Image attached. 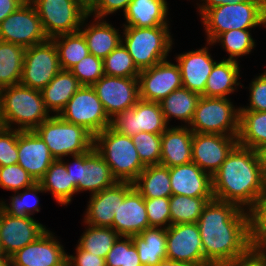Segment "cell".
Instances as JSON below:
<instances>
[{
	"instance_id": "1",
	"label": "cell",
	"mask_w": 266,
	"mask_h": 266,
	"mask_svg": "<svg viewBox=\"0 0 266 266\" xmlns=\"http://www.w3.org/2000/svg\"><path fill=\"white\" fill-rule=\"evenodd\" d=\"M205 266H222L250 250L248 213L237 205L212 199L196 222Z\"/></svg>"
},
{
	"instance_id": "2",
	"label": "cell",
	"mask_w": 266,
	"mask_h": 266,
	"mask_svg": "<svg viewBox=\"0 0 266 266\" xmlns=\"http://www.w3.org/2000/svg\"><path fill=\"white\" fill-rule=\"evenodd\" d=\"M214 199L248 210L265 192L256 151L237 144L212 175Z\"/></svg>"
},
{
	"instance_id": "3",
	"label": "cell",
	"mask_w": 266,
	"mask_h": 266,
	"mask_svg": "<svg viewBox=\"0 0 266 266\" xmlns=\"http://www.w3.org/2000/svg\"><path fill=\"white\" fill-rule=\"evenodd\" d=\"M1 106L2 126L6 128L30 131L50 117L41 91L20 83L1 89Z\"/></svg>"
},
{
	"instance_id": "4",
	"label": "cell",
	"mask_w": 266,
	"mask_h": 266,
	"mask_svg": "<svg viewBox=\"0 0 266 266\" xmlns=\"http://www.w3.org/2000/svg\"><path fill=\"white\" fill-rule=\"evenodd\" d=\"M205 27L207 43L219 34L234 29L266 27V2L231 3L204 9L200 14Z\"/></svg>"
},
{
	"instance_id": "5",
	"label": "cell",
	"mask_w": 266,
	"mask_h": 266,
	"mask_svg": "<svg viewBox=\"0 0 266 266\" xmlns=\"http://www.w3.org/2000/svg\"><path fill=\"white\" fill-rule=\"evenodd\" d=\"M93 147L111 168L118 182L133 183L146 167L131 137L117 133L111 127L94 136Z\"/></svg>"
},
{
	"instance_id": "6",
	"label": "cell",
	"mask_w": 266,
	"mask_h": 266,
	"mask_svg": "<svg viewBox=\"0 0 266 266\" xmlns=\"http://www.w3.org/2000/svg\"><path fill=\"white\" fill-rule=\"evenodd\" d=\"M169 26L124 27L122 43L141 71L167 59L173 45Z\"/></svg>"
},
{
	"instance_id": "7",
	"label": "cell",
	"mask_w": 266,
	"mask_h": 266,
	"mask_svg": "<svg viewBox=\"0 0 266 266\" xmlns=\"http://www.w3.org/2000/svg\"><path fill=\"white\" fill-rule=\"evenodd\" d=\"M47 145L55 160L93 148L94 136L84 127L52 115L33 130Z\"/></svg>"
},
{
	"instance_id": "8",
	"label": "cell",
	"mask_w": 266,
	"mask_h": 266,
	"mask_svg": "<svg viewBox=\"0 0 266 266\" xmlns=\"http://www.w3.org/2000/svg\"><path fill=\"white\" fill-rule=\"evenodd\" d=\"M240 107L229 98L201 96L189 128L193 133L238 136Z\"/></svg>"
},
{
	"instance_id": "9",
	"label": "cell",
	"mask_w": 266,
	"mask_h": 266,
	"mask_svg": "<svg viewBox=\"0 0 266 266\" xmlns=\"http://www.w3.org/2000/svg\"><path fill=\"white\" fill-rule=\"evenodd\" d=\"M38 13L48 38L75 33L81 28L88 10L77 0H29Z\"/></svg>"
},
{
	"instance_id": "10",
	"label": "cell",
	"mask_w": 266,
	"mask_h": 266,
	"mask_svg": "<svg viewBox=\"0 0 266 266\" xmlns=\"http://www.w3.org/2000/svg\"><path fill=\"white\" fill-rule=\"evenodd\" d=\"M71 158L72 163H66L63 159L61 161L65 164L77 193L89 191L92 195L118 182L111 168L94 147L87 152L72 155Z\"/></svg>"
},
{
	"instance_id": "11",
	"label": "cell",
	"mask_w": 266,
	"mask_h": 266,
	"mask_svg": "<svg viewBox=\"0 0 266 266\" xmlns=\"http://www.w3.org/2000/svg\"><path fill=\"white\" fill-rule=\"evenodd\" d=\"M59 116L67 122L84 127L93 136L111 126V119L92 86H81Z\"/></svg>"
},
{
	"instance_id": "12",
	"label": "cell",
	"mask_w": 266,
	"mask_h": 266,
	"mask_svg": "<svg viewBox=\"0 0 266 266\" xmlns=\"http://www.w3.org/2000/svg\"><path fill=\"white\" fill-rule=\"evenodd\" d=\"M61 70L53 40L25 49L20 84L41 91Z\"/></svg>"
},
{
	"instance_id": "13",
	"label": "cell",
	"mask_w": 266,
	"mask_h": 266,
	"mask_svg": "<svg viewBox=\"0 0 266 266\" xmlns=\"http://www.w3.org/2000/svg\"><path fill=\"white\" fill-rule=\"evenodd\" d=\"M47 39L36 8L29 0L0 23V41L26 49Z\"/></svg>"
},
{
	"instance_id": "14",
	"label": "cell",
	"mask_w": 266,
	"mask_h": 266,
	"mask_svg": "<svg viewBox=\"0 0 266 266\" xmlns=\"http://www.w3.org/2000/svg\"><path fill=\"white\" fill-rule=\"evenodd\" d=\"M117 133L132 137L139 132L162 134L169 126L165 120L160 102L139 99L111 119V126Z\"/></svg>"
},
{
	"instance_id": "15",
	"label": "cell",
	"mask_w": 266,
	"mask_h": 266,
	"mask_svg": "<svg viewBox=\"0 0 266 266\" xmlns=\"http://www.w3.org/2000/svg\"><path fill=\"white\" fill-rule=\"evenodd\" d=\"M110 119L132 108L139 98L138 77L103 75L92 86Z\"/></svg>"
},
{
	"instance_id": "16",
	"label": "cell",
	"mask_w": 266,
	"mask_h": 266,
	"mask_svg": "<svg viewBox=\"0 0 266 266\" xmlns=\"http://www.w3.org/2000/svg\"><path fill=\"white\" fill-rule=\"evenodd\" d=\"M167 259L205 266L203 245L197 223L174 224L166 229Z\"/></svg>"
},
{
	"instance_id": "17",
	"label": "cell",
	"mask_w": 266,
	"mask_h": 266,
	"mask_svg": "<svg viewBox=\"0 0 266 266\" xmlns=\"http://www.w3.org/2000/svg\"><path fill=\"white\" fill-rule=\"evenodd\" d=\"M47 230L32 216L10 215L0 207V240L7 257L36 241Z\"/></svg>"
},
{
	"instance_id": "18",
	"label": "cell",
	"mask_w": 266,
	"mask_h": 266,
	"mask_svg": "<svg viewBox=\"0 0 266 266\" xmlns=\"http://www.w3.org/2000/svg\"><path fill=\"white\" fill-rule=\"evenodd\" d=\"M139 98L160 102L175 89L182 87L178 64L164 60L151 68L141 70L138 75Z\"/></svg>"
},
{
	"instance_id": "19",
	"label": "cell",
	"mask_w": 266,
	"mask_h": 266,
	"mask_svg": "<svg viewBox=\"0 0 266 266\" xmlns=\"http://www.w3.org/2000/svg\"><path fill=\"white\" fill-rule=\"evenodd\" d=\"M237 144V136L193 133L192 162L212 176Z\"/></svg>"
},
{
	"instance_id": "20",
	"label": "cell",
	"mask_w": 266,
	"mask_h": 266,
	"mask_svg": "<svg viewBox=\"0 0 266 266\" xmlns=\"http://www.w3.org/2000/svg\"><path fill=\"white\" fill-rule=\"evenodd\" d=\"M68 254L50 230L36 241L10 256V261L21 266H66Z\"/></svg>"
},
{
	"instance_id": "21",
	"label": "cell",
	"mask_w": 266,
	"mask_h": 266,
	"mask_svg": "<svg viewBox=\"0 0 266 266\" xmlns=\"http://www.w3.org/2000/svg\"><path fill=\"white\" fill-rule=\"evenodd\" d=\"M131 182H117L99 193L90 195L84 223L91 226L111 227L114 210L122 203L125 195L133 188Z\"/></svg>"
},
{
	"instance_id": "22",
	"label": "cell",
	"mask_w": 266,
	"mask_h": 266,
	"mask_svg": "<svg viewBox=\"0 0 266 266\" xmlns=\"http://www.w3.org/2000/svg\"><path fill=\"white\" fill-rule=\"evenodd\" d=\"M54 161L46 143L33 130H18V164L36 182L44 176Z\"/></svg>"
},
{
	"instance_id": "23",
	"label": "cell",
	"mask_w": 266,
	"mask_h": 266,
	"mask_svg": "<svg viewBox=\"0 0 266 266\" xmlns=\"http://www.w3.org/2000/svg\"><path fill=\"white\" fill-rule=\"evenodd\" d=\"M208 47L181 53L176 56L180 68L182 86L202 95L208 76L217 61L213 60Z\"/></svg>"
},
{
	"instance_id": "24",
	"label": "cell",
	"mask_w": 266,
	"mask_h": 266,
	"mask_svg": "<svg viewBox=\"0 0 266 266\" xmlns=\"http://www.w3.org/2000/svg\"><path fill=\"white\" fill-rule=\"evenodd\" d=\"M120 236L139 235L149 228L145 201L142 195L133 187L114 210L111 226Z\"/></svg>"
},
{
	"instance_id": "25",
	"label": "cell",
	"mask_w": 266,
	"mask_h": 266,
	"mask_svg": "<svg viewBox=\"0 0 266 266\" xmlns=\"http://www.w3.org/2000/svg\"><path fill=\"white\" fill-rule=\"evenodd\" d=\"M169 175L172 195L214 197L212 176L193 162L170 167Z\"/></svg>"
},
{
	"instance_id": "26",
	"label": "cell",
	"mask_w": 266,
	"mask_h": 266,
	"mask_svg": "<svg viewBox=\"0 0 266 266\" xmlns=\"http://www.w3.org/2000/svg\"><path fill=\"white\" fill-rule=\"evenodd\" d=\"M170 127L161 134L160 165L170 168L192 162L193 132L183 125Z\"/></svg>"
},
{
	"instance_id": "27",
	"label": "cell",
	"mask_w": 266,
	"mask_h": 266,
	"mask_svg": "<svg viewBox=\"0 0 266 266\" xmlns=\"http://www.w3.org/2000/svg\"><path fill=\"white\" fill-rule=\"evenodd\" d=\"M89 17L84 19L79 31L86 39L89 54L104 59L122 42V36L118 29L104 19L95 18L90 25L87 24Z\"/></svg>"
},
{
	"instance_id": "28",
	"label": "cell",
	"mask_w": 266,
	"mask_h": 266,
	"mask_svg": "<svg viewBox=\"0 0 266 266\" xmlns=\"http://www.w3.org/2000/svg\"><path fill=\"white\" fill-rule=\"evenodd\" d=\"M166 0H131L124 16L123 27L169 26Z\"/></svg>"
},
{
	"instance_id": "29",
	"label": "cell",
	"mask_w": 266,
	"mask_h": 266,
	"mask_svg": "<svg viewBox=\"0 0 266 266\" xmlns=\"http://www.w3.org/2000/svg\"><path fill=\"white\" fill-rule=\"evenodd\" d=\"M82 85L70 70L61 69L41 90L47 110L59 115L71 97Z\"/></svg>"
},
{
	"instance_id": "30",
	"label": "cell",
	"mask_w": 266,
	"mask_h": 266,
	"mask_svg": "<svg viewBox=\"0 0 266 266\" xmlns=\"http://www.w3.org/2000/svg\"><path fill=\"white\" fill-rule=\"evenodd\" d=\"M240 76L239 63L233 60L223 59L217 62L208 76L204 97L228 98V95L236 91Z\"/></svg>"
},
{
	"instance_id": "31",
	"label": "cell",
	"mask_w": 266,
	"mask_h": 266,
	"mask_svg": "<svg viewBox=\"0 0 266 266\" xmlns=\"http://www.w3.org/2000/svg\"><path fill=\"white\" fill-rule=\"evenodd\" d=\"M131 237L143 266H156L167 259L165 228L150 227Z\"/></svg>"
},
{
	"instance_id": "32",
	"label": "cell",
	"mask_w": 266,
	"mask_h": 266,
	"mask_svg": "<svg viewBox=\"0 0 266 266\" xmlns=\"http://www.w3.org/2000/svg\"><path fill=\"white\" fill-rule=\"evenodd\" d=\"M38 183L45 193L51 192L59 205L67 206L71 203L72 196L77 193V188L73 185L70 174L61 160H55Z\"/></svg>"
},
{
	"instance_id": "33",
	"label": "cell",
	"mask_w": 266,
	"mask_h": 266,
	"mask_svg": "<svg viewBox=\"0 0 266 266\" xmlns=\"http://www.w3.org/2000/svg\"><path fill=\"white\" fill-rule=\"evenodd\" d=\"M201 95L192 92L185 87L175 89L166 98L160 101L161 109L165 120L169 125L172 117L180 120L189 126L194 116L195 109Z\"/></svg>"
},
{
	"instance_id": "34",
	"label": "cell",
	"mask_w": 266,
	"mask_h": 266,
	"mask_svg": "<svg viewBox=\"0 0 266 266\" xmlns=\"http://www.w3.org/2000/svg\"><path fill=\"white\" fill-rule=\"evenodd\" d=\"M134 188L143 198L170 197L169 168L162 165H148L133 182Z\"/></svg>"
},
{
	"instance_id": "35",
	"label": "cell",
	"mask_w": 266,
	"mask_h": 266,
	"mask_svg": "<svg viewBox=\"0 0 266 266\" xmlns=\"http://www.w3.org/2000/svg\"><path fill=\"white\" fill-rule=\"evenodd\" d=\"M238 144L256 150L266 145V111H240Z\"/></svg>"
},
{
	"instance_id": "36",
	"label": "cell",
	"mask_w": 266,
	"mask_h": 266,
	"mask_svg": "<svg viewBox=\"0 0 266 266\" xmlns=\"http://www.w3.org/2000/svg\"><path fill=\"white\" fill-rule=\"evenodd\" d=\"M25 48L0 41V88L19 84L22 76Z\"/></svg>"
},
{
	"instance_id": "37",
	"label": "cell",
	"mask_w": 266,
	"mask_h": 266,
	"mask_svg": "<svg viewBox=\"0 0 266 266\" xmlns=\"http://www.w3.org/2000/svg\"><path fill=\"white\" fill-rule=\"evenodd\" d=\"M51 39L56 45L59 65L63 70H70L89 54L86 39L80 31L60 34Z\"/></svg>"
},
{
	"instance_id": "38",
	"label": "cell",
	"mask_w": 266,
	"mask_h": 266,
	"mask_svg": "<svg viewBox=\"0 0 266 266\" xmlns=\"http://www.w3.org/2000/svg\"><path fill=\"white\" fill-rule=\"evenodd\" d=\"M212 199L214 197L171 195L169 197L171 225L196 223L202 214L203 208Z\"/></svg>"
},
{
	"instance_id": "39",
	"label": "cell",
	"mask_w": 266,
	"mask_h": 266,
	"mask_svg": "<svg viewBox=\"0 0 266 266\" xmlns=\"http://www.w3.org/2000/svg\"><path fill=\"white\" fill-rule=\"evenodd\" d=\"M85 225L87 228L78 240V246L82 250L106 259L120 235L112 227Z\"/></svg>"
},
{
	"instance_id": "40",
	"label": "cell",
	"mask_w": 266,
	"mask_h": 266,
	"mask_svg": "<svg viewBox=\"0 0 266 266\" xmlns=\"http://www.w3.org/2000/svg\"><path fill=\"white\" fill-rule=\"evenodd\" d=\"M250 29H234L219 34L208 45L221 43L223 49L228 53L227 60L237 61V57L249 54L255 47V40L252 38Z\"/></svg>"
},
{
	"instance_id": "41",
	"label": "cell",
	"mask_w": 266,
	"mask_h": 266,
	"mask_svg": "<svg viewBox=\"0 0 266 266\" xmlns=\"http://www.w3.org/2000/svg\"><path fill=\"white\" fill-rule=\"evenodd\" d=\"M249 242L252 250L266 247V189L247 210Z\"/></svg>"
},
{
	"instance_id": "42",
	"label": "cell",
	"mask_w": 266,
	"mask_h": 266,
	"mask_svg": "<svg viewBox=\"0 0 266 266\" xmlns=\"http://www.w3.org/2000/svg\"><path fill=\"white\" fill-rule=\"evenodd\" d=\"M38 193H45L41 185L37 182L33 186L22 191L16 192L10 197V203L0 201V207L10 215L33 216L40 211Z\"/></svg>"
},
{
	"instance_id": "43",
	"label": "cell",
	"mask_w": 266,
	"mask_h": 266,
	"mask_svg": "<svg viewBox=\"0 0 266 266\" xmlns=\"http://www.w3.org/2000/svg\"><path fill=\"white\" fill-rule=\"evenodd\" d=\"M104 74L116 77H138L140 70L121 42L103 59Z\"/></svg>"
},
{
	"instance_id": "44",
	"label": "cell",
	"mask_w": 266,
	"mask_h": 266,
	"mask_svg": "<svg viewBox=\"0 0 266 266\" xmlns=\"http://www.w3.org/2000/svg\"><path fill=\"white\" fill-rule=\"evenodd\" d=\"M105 261L106 266H143L131 236H119Z\"/></svg>"
},
{
	"instance_id": "45",
	"label": "cell",
	"mask_w": 266,
	"mask_h": 266,
	"mask_svg": "<svg viewBox=\"0 0 266 266\" xmlns=\"http://www.w3.org/2000/svg\"><path fill=\"white\" fill-rule=\"evenodd\" d=\"M141 162L145 165H160L161 134L139 132L131 137Z\"/></svg>"
},
{
	"instance_id": "46",
	"label": "cell",
	"mask_w": 266,
	"mask_h": 266,
	"mask_svg": "<svg viewBox=\"0 0 266 266\" xmlns=\"http://www.w3.org/2000/svg\"><path fill=\"white\" fill-rule=\"evenodd\" d=\"M70 71L82 86H93L104 75L103 59L88 54Z\"/></svg>"
},
{
	"instance_id": "47",
	"label": "cell",
	"mask_w": 266,
	"mask_h": 266,
	"mask_svg": "<svg viewBox=\"0 0 266 266\" xmlns=\"http://www.w3.org/2000/svg\"><path fill=\"white\" fill-rule=\"evenodd\" d=\"M37 183L18 163L0 167V187L19 192Z\"/></svg>"
},
{
	"instance_id": "48",
	"label": "cell",
	"mask_w": 266,
	"mask_h": 266,
	"mask_svg": "<svg viewBox=\"0 0 266 266\" xmlns=\"http://www.w3.org/2000/svg\"><path fill=\"white\" fill-rule=\"evenodd\" d=\"M149 228H165L171 226L169 197L144 198Z\"/></svg>"
},
{
	"instance_id": "49",
	"label": "cell",
	"mask_w": 266,
	"mask_h": 266,
	"mask_svg": "<svg viewBox=\"0 0 266 266\" xmlns=\"http://www.w3.org/2000/svg\"><path fill=\"white\" fill-rule=\"evenodd\" d=\"M18 163V129L0 127V167Z\"/></svg>"
},
{
	"instance_id": "50",
	"label": "cell",
	"mask_w": 266,
	"mask_h": 266,
	"mask_svg": "<svg viewBox=\"0 0 266 266\" xmlns=\"http://www.w3.org/2000/svg\"><path fill=\"white\" fill-rule=\"evenodd\" d=\"M249 106L240 107V111H266V71L257 76L249 86Z\"/></svg>"
},
{
	"instance_id": "51",
	"label": "cell",
	"mask_w": 266,
	"mask_h": 266,
	"mask_svg": "<svg viewBox=\"0 0 266 266\" xmlns=\"http://www.w3.org/2000/svg\"><path fill=\"white\" fill-rule=\"evenodd\" d=\"M130 2L131 0H97L88 10V15L103 19L108 14L115 13L120 9H123V13H125Z\"/></svg>"
},
{
	"instance_id": "52",
	"label": "cell",
	"mask_w": 266,
	"mask_h": 266,
	"mask_svg": "<svg viewBox=\"0 0 266 266\" xmlns=\"http://www.w3.org/2000/svg\"><path fill=\"white\" fill-rule=\"evenodd\" d=\"M66 266H106L105 258L82 250L78 245L76 255H68Z\"/></svg>"
},
{
	"instance_id": "53",
	"label": "cell",
	"mask_w": 266,
	"mask_h": 266,
	"mask_svg": "<svg viewBox=\"0 0 266 266\" xmlns=\"http://www.w3.org/2000/svg\"><path fill=\"white\" fill-rule=\"evenodd\" d=\"M222 266H266V255L261 250H250L245 256L236 258Z\"/></svg>"
},
{
	"instance_id": "54",
	"label": "cell",
	"mask_w": 266,
	"mask_h": 266,
	"mask_svg": "<svg viewBox=\"0 0 266 266\" xmlns=\"http://www.w3.org/2000/svg\"><path fill=\"white\" fill-rule=\"evenodd\" d=\"M27 0H0V23Z\"/></svg>"
},
{
	"instance_id": "55",
	"label": "cell",
	"mask_w": 266,
	"mask_h": 266,
	"mask_svg": "<svg viewBox=\"0 0 266 266\" xmlns=\"http://www.w3.org/2000/svg\"><path fill=\"white\" fill-rule=\"evenodd\" d=\"M202 1V4L197 3L199 13H201L204 9H211L224 4L244 2H266V0H201L200 2Z\"/></svg>"
},
{
	"instance_id": "56",
	"label": "cell",
	"mask_w": 266,
	"mask_h": 266,
	"mask_svg": "<svg viewBox=\"0 0 266 266\" xmlns=\"http://www.w3.org/2000/svg\"><path fill=\"white\" fill-rule=\"evenodd\" d=\"M260 165V174L264 185L266 186V145L255 150Z\"/></svg>"
},
{
	"instance_id": "57",
	"label": "cell",
	"mask_w": 266,
	"mask_h": 266,
	"mask_svg": "<svg viewBox=\"0 0 266 266\" xmlns=\"http://www.w3.org/2000/svg\"><path fill=\"white\" fill-rule=\"evenodd\" d=\"M156 266H194L193 264H188L179 261H173L169 259L162 260Z\"/></svg>"
},
{
	"instance_id": "58",
	"label": "cell",
	"mask_w": 266,
	"mask_h": 266,
	"mask_svg": "<svg viewBox=\"0 0 266 266\" xmlns=\"http://www.w3.org/2000/svg\"><path fill=\"white\" fill-rule=\"evenodd\" d=\"M77 1L81 3L87 10H89L97 0H77Z\"/></svg>"
},
{
	"instance_id": "59",
	"label": "cell",
	"mask_w": 266,
	"mask_h": 266,
	"mask_svg": "<svg viewBox=\"0 0 266 266\" xmlns=\"http://www.w3.org/2000/svg\"><path fill=\"white\" fill-rule=\"evenodd\" d=\"M0 266H10V257L0 255Z\"/></svg>"
},
{
	"instance_id": "60",
	"label": "cell",
	"mask_w": 266,
	"mask_h": 266,
	"mask_svg": "<svg viewBox=\"0 0 266 266\" xmlns=\"http://www.w3.org/2000/svg\"><path fill=\"white\" fill-rule=\"evenodd\" d=\"M0 127H2L1 88H0Z\"/></svg>"
},
{
	"instance_id": "61",
	"label": "cell",
	"mask_w": 266,
	"mask_h": 266,
	"mask_svg": "<svg viewBox=\"0 0 266 266\" xmlns=\"http://www.w3.org/2000/svg\"><path fill=\"white\" fill-rule=\"evenodd\" d=\"M0 255H5L4 251H3V248H2V245H1V240H0Z\"/></svg>"
},
{
	"instance_id": "62",
	"label": "cell",
	"mask_w": 266,
	"mask_h": 266,
	"mask_svg": "<svg viewBox=\"0 0 266 266\" xmlns=\"http://www.w3.org/2000/svg\"><path fill=\"white\" fill-rule=\"evenodd\" d=\"M266 255V247L261 250Z\"/></svg>"
},
{
	"instance_id": "63",
	"label": "cell",
	"mask_w": 266,
	"mask_h": 266,
	"mask_svg": "<svg viewBox=\"0 0 266 266\" xmlns=\"http://www.w3.org/2000/svg\"><path fill=\"white\" fill-rule=\"evenodd\" d=\"M10 266H21V265H16V264H14V263H12V262L10 261Z\"/></svg>"
}]
</instances>
